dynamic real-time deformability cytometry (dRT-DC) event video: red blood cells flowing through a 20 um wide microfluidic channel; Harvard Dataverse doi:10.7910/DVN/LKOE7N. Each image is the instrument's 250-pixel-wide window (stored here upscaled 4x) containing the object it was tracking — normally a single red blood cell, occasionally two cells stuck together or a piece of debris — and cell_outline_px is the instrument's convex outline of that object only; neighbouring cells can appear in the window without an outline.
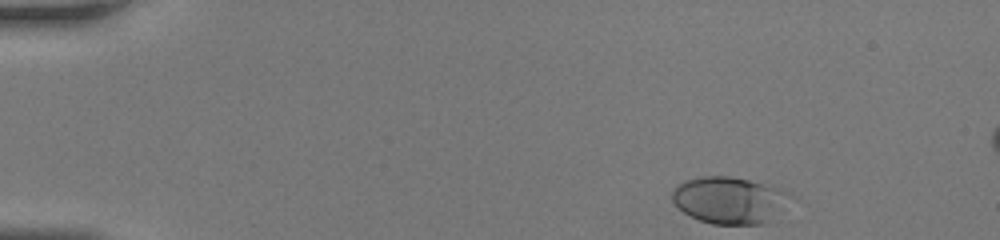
{"species": "human", "species_latin": "Homo sapiens", "temperature_condition": "room temperature", "stored_images_in_passage": 37, "camera_frame_rate_fps": 3000, "um_per_image_px": 0.085, "donor": {"sex": "female"}, "frame": {"image": 1, "passage_image": 1, "time_ms": 0.0, "image_size_px": [1000, 240], "cell_outline_px": [[800, 196], [796, 200], [768, 224], [712, 224], [700, 220], [684, 212], [672, 200], [672, 188], [676, 184], [684, 180], [704, 176], [732, 176], [776, 184]], "centroid_in_image_um": [62.2, 16.99], "position_along_channel_um": 22.8, "area_um2": 33.93}}
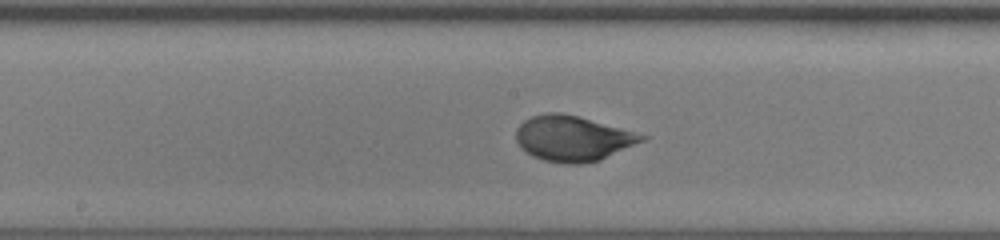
{"frame": {"image": 2, "passage_image": 20, "time_ms": 6.333, "image_size_px": [1000, 240], "cell_outline_px": [[648, 136], [644, 140], [600, 160], [580, 164], [564, 164], [544, 160], [532, 156], [520, 148], [516, 140], [516, 128], [524, 120], [532, 116], [548, 112], [560, 112], [576, 116]], "centroid_in_image_um": [48.62, 11.78], "position_along_channel_um": 199.6, "area_um2": 32.89}}
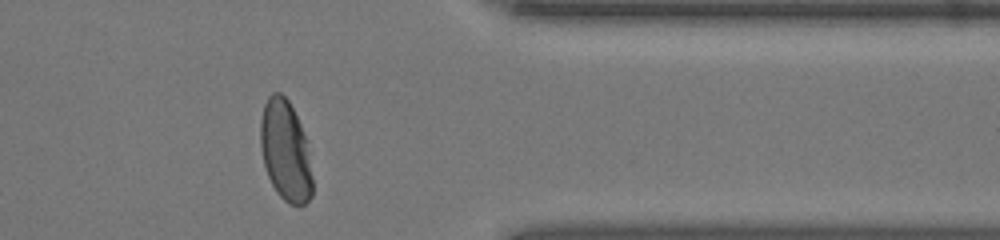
{"frame": {"image": 3, "passage_image": 33, "time_ms": 10.667, "image_size_px": [1000, 240], "cell_outline_px": [[312, 196], [304, 204], [288, 204], [276, 192], [268, 176], [264, 164], [260, 144], [260, 120], [264, 104], [268, 96], [272, 92], [280, 92], [288, 100], [300, 124], [304, 136], [312, 176]], "centroid_in_image_um": [24.23, 12.81], "position_along_channel_um": 387.2, "area_um2": 30.11}}